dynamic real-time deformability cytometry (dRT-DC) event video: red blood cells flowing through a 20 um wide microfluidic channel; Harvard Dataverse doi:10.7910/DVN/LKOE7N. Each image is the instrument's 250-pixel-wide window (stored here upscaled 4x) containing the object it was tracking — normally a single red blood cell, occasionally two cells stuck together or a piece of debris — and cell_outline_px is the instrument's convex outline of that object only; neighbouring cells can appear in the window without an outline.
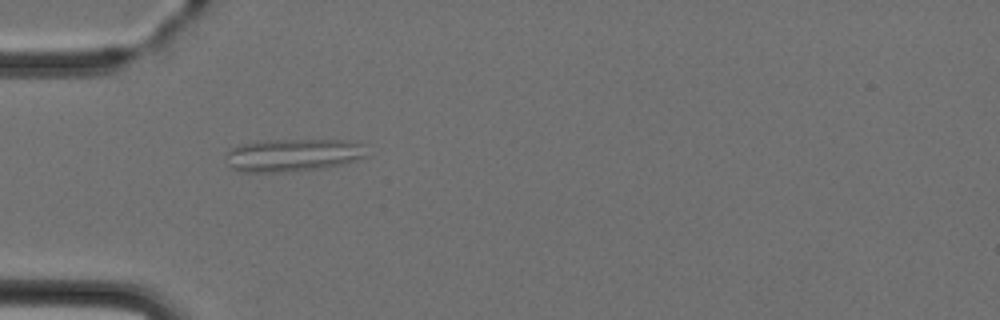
{"species": "Egyptian fruit bat (a non-hibernating species)", "species_latin": "Rousettus aegyptiacus", "temperature_condition": "cold", "stored_images_in_passage": 4, "camera_frame_rate_fps": 3000, "um_per_image_px": 0.085, "animal": {"sex": "female"}, "frame": {"image": 1, "passage_image": 3, "time_ms": 3.333, "image_size_px": [1000, 320], "cell_outline_px": [[368, 156], [344, 164], [324, 168], [276, 172], [240, 172], [232, 168], [228, 164], [224, 156], [232, 148], [240, 144], [256, 140], [348, 140], [364, 144]], "centroid_in_image_um": [24.91, 13.17], "position_along_channel_um": 60.1, "area_um2": 27.22}}
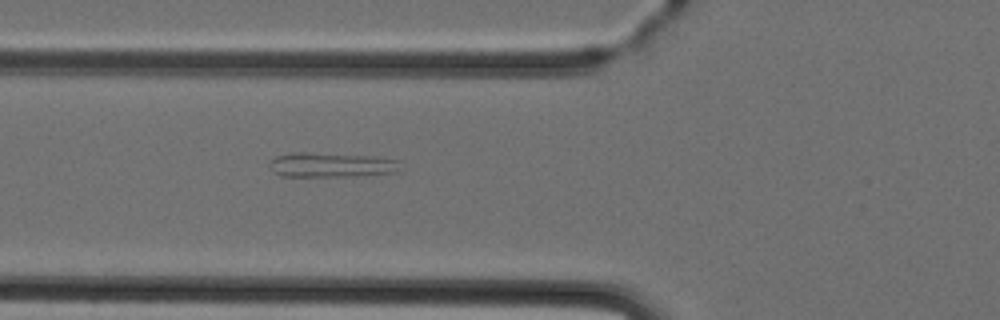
{"frame": {"image": 2, "passage_image": 4, "time_ms": 4.333, "image_size_px": [1000, 320], "cell_outline_px": [[404, 160], [400, 172], [356, 176], [280, 176], [268, 164], [276, 156], [292, 152], [304, 152], [376, 156]], "centroid_in_image_um": [28.3, 14.01], "position_along_channel_um": 97.5, "area_um2": 19.19}}